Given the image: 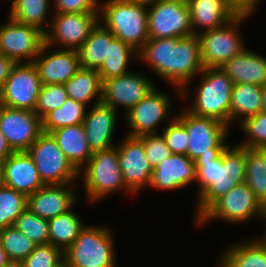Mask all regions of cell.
Returning a JSON list of instances; mask_svg holds the SVG:
<instances>
[{
	"instance_id": "cell-1",
	"label": "cell",
	"mask_w": 266,
	"mask_h": 267,
	"mask_svg": "<svg viewBox=\"0 0 266 267\" xmlns=\"http://www.w3.org/2000/svg\"><path fill=\"white\" fill-rule=\"evenodd\" d=\"M138 60L148 64L165 83H170L182 99L187 97L191 79L204 69L200 40L195 34L183 38L148 39L138 52Z\"/></svg>"
},
{
	"instance_id": "cell-2",
	"label": "cell",
	"mask_w": 266,
	"mask_h": 267,
	"mask_svg": "<svg viewBox=\"0 0 266 267\" xmlns=\"http://www.w3.org/2000/svg\"><path fill=\"white\" fill-rule=\"evenodd\" d=\"M246 157L247 148L229 144L220 155L194 160L198 185L195 221L234 186L245 182Z\"/></svg>"
},
{
	"instance_id": "cell-3",
	"label": "cell",
	"mask_w": 266,
	"mask_h": 267,
	"mask_svg": "<svg viewBox=\"0 0 266 267\" xmlns=\"http://www.w3.org/2000/svg\"><path fill=\"white\" fill-rule=\"evenodd\" d=\"M99 12V22L137 52L149 39L148 6L131 0H102Z\"/></svg>"
},
{
	"instance_id": "cell-4",
	"label": "cell",
	"mask_w": 266,
	"mask_h": 267,
	"mask_svg": "<svg viewBox=\"0 0 266 267\" xmlns=\"http://www.w3.org/2000/svg\"><path fill=\"white\" fill-rule=\"evenodd\" d=\"M195 97L186 109L197 116L216 119L229 127L233 81L222 68H204Z\"/></svg>"
},
{
	"instance_id": "cell-5",
	"label": "cell",
	"mask_w": 266,
	"mask_h": 267,
	"mask_svg": "<svg viewBox=\"0 0 266 267\" xmlns=\"http://www.w3.org/2000/svg\"><path fill=\"white\" fill-rule=\"evenodd\" d=\"M79 178L84 182L86 200L91 203L122 189L134 196L124 182L116 147L93 152L89 161L79 170Z\"/></svg>"
},
{
	"instance_id": "cell-6",
	"label": "cell",
	"mask_w": 266,
	"mask_h": 267,
	"mask_svg": "<svg viewBox=\"0 0 266 267\" xmlns=\"http://www.w3.org/2000/svg\"><path fill=\"white\" fill-rule=\"evenodd\" d=\"M109 227L85 225L64 251L68 267H117L114 235Z\"/></svg>"
},
{
	"instance_id": "cell-7",
	"label": "cell",
	"mask_w": 266,
	"mask_h": 267,
	"mask_svg": "<svg viewBox=\"0 0 266 267\" xmlns=\"http://www.w3.org/2000/svg\"><path fill=\"white\" fill-rule=\"evenodd\" d=\"M252 14L251 11H240L224 26L198 34L204 68H221L247 48L238 29Z\"/></svg>"
},
{
	"instance_id": "cell-8",
	"label": "cell",
	"mask_w": 266,
	"mask_h": 267,
	"mask_svg": "<svg viewBox=\"0 0 266 267\" xmlns=\"http://www.w3.org/2000/svg\"><path fill=\"white\" fill-rule=\"evenodd\" d=\"M266 220V208L244 182L234 186L226 195L217 200L196 222V225L211 220H223L228 224H243L250 219Z\"/></svg>"
},
{
	"instance_id": "cell-9",
	"label": "cell",
	"mask_w": 266,
	"mask_h": 267,
	"mask_svg": "<svg viewBox=\"0 0 266 267\" xmlns=\"http://www.w3.org/2000/svg\"><path fill=\"white\" fill-rule=\"evenodd\" d=\"M176 117L184 124L190 137L187 156L193 161L200 156L220 155L230 144L225 142L230 128L224 123L194 115L186 108Z\"/></svg>"
},
{
	"instance_id": "cell-10",
	"label": "cell",
	"mask_w": 266,
	"mask_h": 267,
	"mask_svg": "<svg viewBox=\"0 0 266 267\" xmlns=\"http://www.w3.org/2000/svg\"><path fill=\"white\" fill-rule=\"evenodd\" d=\"M44 184H74L79 171L61 151L50 133L42 132L26 151Z\"/></svg>"
},
{
	"instance_id": "cell-11",
	"label": "cell",
	"mask_w": 266,
	"mask_h": 267,
	"mask_svg": "<svg viewBox=\"0 0 266 267\" xmlns=\"http://www.w3.org/2000/svg\"><path fill=\"white\" fill-rule=\"evenodd\" d=\"M147 21L149 39L194 35L187 0H164L148 6Z\"/></svg>"
},
{
	"instance_id": "cell-12",
	"label": "cell",
	"mask_w": 266,
	"mask_h": 267,
	"mask_svg": "<svg viewBox=\"0 0 266 267\" xmlns=\"http://www.w3.org/2000/svg\"><path fill=\"white\" fill-rule=\"evenodd\" d=\"M171 99L166 92L163 93L156 87L153 88L125 114L126 123L131 128L125 135L138 137L144 134H158L157 129L160 124L166 120L168 124L176 117L170 114Z\"/></svg>"
},
{
	"instance_id": "cell-13",
	"label": "cell",
	"mask_w": 266,
	"mask_h": 267,
	"mask_svg": "<svg viewBox=\"0 0 266 267\" xmlns=\"http://www.w3.org/2000/svg\"><path fill=\"white\" fill-rule=\"evenodd\" d=\"M41 87V79L33 63H16L0 92V104L34 112Z\"/></svg>"
},
{
	"instance_id": "cell-14",
	"label": "cell",
	"mask_w": 266,
	"mask_h": 267,
	"mask_svg": "<svg viewBox=\"0 0 266 267\" xmlns=\"http://www.w3.org/2000/svg\"><path fill=\"white\" fill-rule=\"evenodd\" d=\"M7 21L0 26L2 54L16 63H33L45 43V33L9 17Z\"/></svg>"
},
{
	"instance_id": "cell-15",
	"label": "cell",
	"mask_w": 266,
	"mask_h": 267,
	"mask_svg": "<svg viewBox=\"0 0 266 267\" xmlns=\"http://www.w3.org/2000/svg\"><path fill=\"white\" fill-rule=\"evenodd\" d=\"M99 22V14L53 13L45 33V43L62 49L78 50Z\"/></svg>"
},
{
	"instance_id": "cell-16",
	"label": "cell",
	"mask_w": 266,
	"mask_h": 267,
	"mask_svg": "<svg viewBox=\"0 0 266 267\" xmlns=\"http://www.w3.org/2000/svg\"><path fill=\"white\" fill-rule=\"evenodd\" d=\"M0 130L14 152H26L43 132L42 121L35 112L1 104Z\"/></svg>"
},
{
	"instance_id": "cell-17",
	"label": "cell",
	"mask_w": 266,
	"mask_h": 267,
	"mask_svg": "<svg viewBox=\"0 0 266 267\" xmlns=\"http://www.w3.org/2000/svg\"><path fill=\"white\" fill-rule=\"evenodd\" d=\"M145 74L130 71L127 74L103 81L102 103L112 106L116 111L122 107L127 113L141 101L153 88V80Z\"/></svg>"
},
{
	"instance_id": "cell-18",
	"label": "cell",
	"mask_w": 266,
	"mask_h": 267,
	"mask_svg": "<svg viewBox=\"0 0 266 267\" xmlns=\"http://www.w3.org/2000/svg\"><path fill=\"white\" fill-rule=\"evenodd\" d=\"M121 142L115 147L118 151L122 176L127 188L136 195L149 186L153 168L138 137L124 135Z\"/></svg>"
},
{
	"instance_id": "cell-19",
	"label": "cell",
	"mask_w": 266,
	"mask_h": 267,
	"mask_svg": "<svg viewBox=\"0 0 266 267\" xmlns=\"http://www.w3.org/2000/svg\"><path fill=\"white\" fill-rule=\"evenodd\" d=\"M51 48L44 43L33 64L38 70L42 85L65 84L81 69L78 51L59 48L48 53Z\"/></svg>"
},
{
	"instance_id": "cell-20",
	"label": "cell",
	"mask_w": 266,
	"mask_h": 267,
	"mask_svg": "<svg viewBox=\"0 0 266 267\" xmlns=\"http://www.w3.org/2000/svg\"><path fill=\"white\" fill-rule=\"evenodd\" d=\"M68 185L73 184H45L28 196L27 207L45 220L68 212L79 202L77 191Z\"/></svg>"
},
{
	"instance_id": "cell-21",
	"label": "cell",
	"mask_w": 266,
	"mask_h": 267,
	"mask_svg": "<svg viewBox=\"0 0 266 267\" xmlns=\"http://www.w3.org/2000/svg\"><path fill=\"white\" fill-rule=\"evenodd\" d=\"M1 184L27 197L45 185L27 152H14L1 162Z\"/></svg>"
},
{
	"instance_id": "cell-22",
	"label": "cell",
	"mask_w": 266,
	"mask_h": 267,
	"mask_svg": "<svg viewBox=\"0 0 266 267\" xmlns=\"http://www.w3.org/2000/svg\"><path fill=\"white\" fill-rule=\"evenodd\" d=\"M193 182H196L194 161L187 155L172 154L153 168L148 187L173 191Z\"/></svg>"
},
{
	"instance_id": "cell-23",
	"label": "cell",
	"mask_w": 266,
	"mask_h": 267,
	"mask_svg": "<svg viewBox=\"0 0 266 267\" xmlns=\"http://www.w3.org/2000/svg\"><path fill=\"white\" fill-rule=\"evenodd\" d=\"M86 111L83 126L92 152L115 147L112 143L117 123V111L109 105L98 103Z\"/></svg>"
},
{
	"instance_id": "cell-24",
	"label": "cell",
	"mask_w": 266,
	"mask_h": 267,
	"mask_svg": "<svg viewBox=\"0 0 266 267\" xmlns=\"http://www.w3.org/2000/svg\"><path fill=\"white\" fill-rule=\"evenodd\" d=\"M193 34L220 28L240 10L230 0H187Z\"/></svg>"
},
{
	"instance_id": "cell-25",
	"label": "cell",
	"mask_w": 266,
	"mask_h": 267,
	"mask_svg": "<svg viewBox=\"0 0 266 267\" xmlns=\"http://www.w3.org/2000/svg\"><path fill=\"white\" fill-rule=\"evenodd\" d=\"M233 84L250 83L259 86L266 84V57L246 48L222 67Z\"/></svg>"
},
{
	"instance_id": "cell-26",
	"label": "cell",
	"mask_w": 266,
	"mask_h": 267,
	"mask_svg": "<svg viewBox=\"0 0 266 267\" xmlns=\"http://www.w3.org/2000/svg\"><path fill=\"white\" fill-rule=\"evenodd\" d=\"M50 134L71 164L79 171L92 157L82 123L56 129Z\"/></svg>"
},
{
	"instance_id": "cell-27",
	"label": "cell",
	"mask_w": 266,
	"mask_h": 267,
	"mask_svg": "<svg viewBox=\"0 0 266 267\" xmlns=\"http://www.w3.org/2000/svg\"><path fill=\"white\" fill-rule=\"evenodd\" d=\"M263 110L262 86L250 83L233 84L229 128L235 121L243 122Z\"/></svg>"
},
{
	"instance_id": "cell-28",
	"label": "cell",
	"mask_w": 266,
	"mask_h": 267,
	"mask_svg": "<svg viewBox=\"0 0 266 267\" xmlns=\"http://www.w3.org/2000/svg\"><path fill=\"white\" fill-rule=\"evenodd\" d=\"M229 246L216 267H266V247L258 238Z\"/></svg>"
},
{
	"instance_id": "cell-29",
	"label": "cell",
	"mask_w": 266,
	"mask_h": 267,
	"mask_svg": "<svg viewBox=\"0 0 266 267\" xmlns=\"http://www.w3.org/2000/svg\"><path fill=\"white\" fill-rule=\"evenodd\" d=\"M64 86L69 98L86 106L102 101L103 82L97 70L81 68Z\"/></svg>"
},
{
	"instance_id": "cell-30",
	"label": "cell",
	"mask_w": 266,
	"mask_h": 267,
	"mask_svg": "<svg viewBox=\"0 0 266 267\" xmlns=\"http://www.w3.org/2000/svg\"><path fill=\"white\" fill-rule=\"evenodd\" d=\"M115 36L100 22L91 30L89 37L77 50L81 68L99 70L108 56V44Z\"/></svg>"
},
{
	"instance_id": "cell-31",
	"label": "cell",
	"mask_w": 266,
	"mask_h": 267,
	"mask_svg": "<svg viewBox=\"0 0 266 267\" xmlns=\"http://www.w3.org/2000/svg\"><path fill=\"white\" fill-rule=\"evenodd\" d=\"M81 217L72 212L58 215L48 220L49 243L60 248L63 252L68 249L85 227Z\"/></svg>"
},
{
	"instance_id": "cell-32",
	"label": "cell",
	"mask_w": 266,
	"mask_h": 267,
	"mask_svg": "<svg viewBox=\"0 0 266 267\" xmlns=\"http://www.w3.org/2000/svg\"><path fill=\"white\" fill-rule=\"evenodd\" d=\"M133 57L138 59V52L123 40L115 37L108 44V56L105 57L98 70L102 82L129 73L127 66Z\"/></svg>"
},
{
	"instance_id": "cell-33",
	"label": "cell",
	"mask_w": 266,
	"mask_h": 267,
	"mask_svg": "<svg viewBox=\"0 0 266 267\" xmlns=\"http://www.w3.org/2000/svg\"><path fill=\"white\" fill-rule=\"evenodd\" d=\"M51 0H12L9 18L22 23L34 26L46 33L47 29L44 27L48 12H50Z\"/></svg>"
},
{
	"instance_id": "cell-34",
	"label": "cell",
	"mask_w": 266,
	"mask_h": 267,
	"mask_svg": "<svg viewBox=\"0 0 266 267\" xmlns=\"http://www.w3.org/2000/svg\"><path fill=\"white\" fill-rule=\"evenodd\" d=\"M87 109L86 105L68 97L60 108L50 111L41 119L42 131L50 133L62 127L83 123Z\"/></svg>"
},
{
	"instance_id": "cell-35",
	"label": "cell",
	"mask_w": 266,
	"mask_h": 267,
	"mask_svg": "<svg viewBox=\"0 0 266 267\" xmlns=\"http://www.w3.org/2000/svg\"><path fill=\"white\" fill-rule=\"evenodd\" d=\"M245 183L266 208V149H248Z\"/></svg>"
},
{
	"instance_id": "cell-36",
	"label": "cell",
	"mask_w": 266,
	"mask_h": 267,
	"mask_svg": "<svg viewBox=\"0 0 266 267\" xmlns=\"http://www.w3.org/2000/svg\"><path fill=\"white\" fill-rule=\"evenodd\" d=\"M0 243L9 261L22 262L36 247V244L14 226L0 229Z\"/></svg>"
},
{
	"instance_id": "cell-37",
	"label": "cell",
	"mask_w": 266,
	"mask_h": 267,
	"mask_svg": "<svg viewBox=\"0 0 266 267\" xmlns=\"http://www.w3.org/2000/svg\"><path fill=\"white\" fill-rule=\"evenodd\" d=\"M28 197L0 184V229L13 226L15 219L27 208Z\"/></svg>"
},
{
	"instance_id": "cell-38",
	"label": "cell",
	"mask_w": 266,
	"mask_h": 267,
	"mask_svg": "<svg viewBox=\"0 0 266 267\" xmlns=\"http://www.w3.org/2000/svg\"><path fill=\"white\" fill-rule=\"evenodd\" d=\"M13 226L36 245L49 243L48 220L36 215L28 207L15 219Z\"/></svg>"
},
{
	"instance_id": "cell-39",
	"label": "cell",
	"mask_w": 266,
	"mask_h": 267,
	"mask_svg": "<svg viewBox=\"0 0 266 267\" xmlns=\"http://www.w3.org/2000/svg\"><path fill=\"white\" fill-rule=\"evenodd\" d=\"M241 124L247 136L238 145L248 149H266V113L260 112L245 119Z\"/></svg>"
},
{
	"instance_id": "cell-40",
	"label": "cell",
	"mask_w": 266,
	"mask_h": 267,
	"mask_svg": "<svg viewBox=\"0 0 266 267\" xmlns=\"http://www.w3.org/2000/svg\"><path fill=\"white\" fill-rule=\"evenodd\" d=\"M67 98L64 84L42 85L34 112L42 119L50 111L60 108Z\"/></svg>"
},
{
	"instance_id": "cell-41",
	"label": "cell",
	"mask_w": 266,
	"mask_h": 267,
	"mask_svg": "<svg viewBox=\"0 0 266 267\" xmlns=\"http://www.w3.org/2000/svg\"><path fill=\"white\" fill-rule=\"evenodd\" d=\"M22 262L24 267H58L64 262V252L50 243L36 245Z\"/></svg>"
},
{
	"instance_id": "cell-42",
	"label": "cell",
	"mask_w": 266,
	"mask_h": 267,
	"mask_svg": "<svg viewBox=\"0 0 266 267\" xmlns=\"http://www.w3.org/2000/svg\"><path fill=\"white\" fill-rule=\"evenodd\" d=\"M160 133L165 139L166 145L172 154L187 155L189 145V135L184 124L175 117L169 124H166Z\"/></svg>"
},
{
	"instance_id": "cell-43",
	"label": "cell",
	"mask_w": 266,
	"mask_h": 267,
	"mask_svg": "<svg viewBox=\"0 0 266 267\" xmlns=\"http://www.w3.org/2000/svg\"><path fill=\"white\" fill-rule=\"evenodd\" d=\"M142 141L146 158L152 168L159 165L165 158L172 155L171 150L166 145L165 139L159 134H144L138 136Z\"/></svg>"
},
{
	"instance_id": "cell-44",
	"label": "cell",
	"mask_w": 266,
	"mask_h": 267,
	"mask_svg": "<svg viewBox=\"0 0 266 267\" xmlns=\"http://www.w3.org/2000/svg\"><path fill=\"white\" fill-rule=\"evenodd\" d=\"M54 13H99V0H52Z\"/></svg>"
},
{
	"instance_id": "cell-45",
	"label": "cell",
	"mask_w": 266,
	"mask_h": 267,
	"mask_svg": "<svg viewBox=\"0 0 266 267\" xmlns=\"http://www.w3.org/2000/svg\"><path fill=\"white\" fill-rule=\"evenodd\" d=\"M15 65L16 62L13 59H10L4 55L0 57V92Z\"/></svg>"
},
{
	"instance_id": "cell-46",
	"label": "cell",
	"mask_w": 266,
	"mask_h": 267,
	"mask_svg": "<svg viewBox=\"0 0 266 267\" xmlns=\"http://www.w3.org/2000/svg\"><path fill=\"white\" fill-rule=\"evenodd\" d=\"M240 11L255 12L260 0H230Z\"/></svg>"
},
{
	"instance_id": "cell-47",
	"label": "cell",
	"mask_w": 266,
	"mask_h": 267,
	"mask_svg": "<svg viewBox=\"0 0 266 267\" xmlns=\"http://www.w3.org/2000/svg\"><path fill=\"white\" fill-rule=\"evenodd\" d=\"M13 153L14 151L0 130V161L2 162L3 160L7 159Z\"/></svg>"
},
{
	"instance_id": "cell-48",
	"label": "cell",
	"mask_w": 266,
	"mask_h": 267,
	"mask_svg": "<svg viewBox=\"0 0 266 267\" xmlns=\"http://www.w3.org/2000/svg\"><path fill=\"white\" fill-rule=\"evenodd\" d=\"M9 261L6 251L2 248L0 243V267H3Z\"/></svg>"
},
{
	"instance_id": "cell-49",
	"label": "cell",
	"mask_w": 266,
	"mask_h": 267,
	"mask_svg": "<svg viewBox=\"0 0 266 267\" xmlns=\"http://www.w3.org/2000/svg\"><path fill=\"white\" fill-rule=\"evenodd\" d=\"M131 1L138 2V3L145 5V6H150L152 4H156V3L162 2L164 0H131Z\"/></svg>"
},
{
	"instance_id": "cell-50",
	"label": "cell",
	"mask_w": 266,
	"mask_h": 267,
	"mask_svg": "<svg viewBox=\"0 0 266 267\" xmlns=\"http://www.w3.org/2000/svg\"><path fill=\"white\" fill-rule=\"evenodd\" d=\"M3 267H24V265L20 261H8Z\"/></svg>"
},
{
	"instance_id": "cell-51",
	"label": "cell",
	"mask_w": 266,
	"mask_h": 267,
	"mask_svg": "<svg viewBox=\"0 0 266 267\" xmlns=\"http://www.w3.org/2000/svg\"><path fill=\"white\" fill-rule=\"evenodd\" d=\"M262 97H263V112L266 113V84L262 86Z\"/></svg>"
},
{
	"instance_id": "cell-52",
	"label": "cell",
	"mask_w": 266,
	"mask_h": 267,
	"mask_svg": "<svg viewBox=\"0 0 266 267\" xmlns=\"http://www.w3.org/2000/svg\"><path fill=\"white\" fill-rule=\"evenodd\" d=\"M265 223H266V220L264 221ZM264 226H266V224L264 225ZM265 232H263L262 234V236H260V237H257L260 241H261V243L266 247V229L264 230Z\"/></svg>"
},
{
	"instance_id": "cell-53",
	"label": "cell",
	"mask_w": 266,
	"mask_h": 267,
	"mask_svg": "<svg viewBox=\"0 0 266 267\" xmlns=\"http://www.w3.org/2000/svg\"><path fill=\"white\" fill-rule=\"evenodd\" d=\"M58 267H68L67 264L65 262H63L60 266Z\"/></svg>"
},
{
	"instance_id": "cell-54",
	"label": "cell",
	"mask_w": 266,
	"mask_h": 267,
	"mask_svg": "<svg viewBox=\"0 0 266 267\" xmlns=\"http://www.w3.org/2000/svg\"><path fill=\"white\" fill-rule=\"evenodd\" d=\"M0 184H1V161H0Z\"/></svg>"
}]
</instances>
